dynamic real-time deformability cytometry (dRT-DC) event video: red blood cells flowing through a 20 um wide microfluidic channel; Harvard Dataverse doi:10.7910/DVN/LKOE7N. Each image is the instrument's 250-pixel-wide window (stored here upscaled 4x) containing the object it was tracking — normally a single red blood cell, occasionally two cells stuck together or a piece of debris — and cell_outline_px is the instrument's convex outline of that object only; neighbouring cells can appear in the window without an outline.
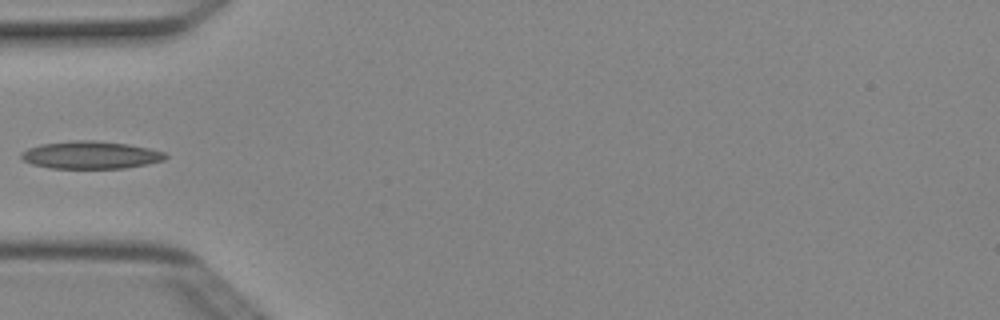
{"species": "Egyptian fruit bat (a non-hibernating species)", "species_latin": "Rousettus aegyptiacus", "temperature_condition": "cold", "stored_images_in_passage": 1, "camera_frame_rate_fps": 3000, "um_per_image_px": 0.085, "animal": {"sex": "female"}, "frame": {"image": 1, "passage_image": 1, "time_ms": 0.0, "image_size_px": [1000, 320], "cell_outline_px": [[168, 156], [164, 160], [148, 164], [124, 168], [52, 168], [32, 164], [24, 160], [20, 156], [20, 152], [28, 148], [40, 144], [76, 140], [96, 140], [128, 144], [148, 148], [164, 152]], "centroid_in_image_um": [7.7, 13.17], "position_along_channel_um": 77.3, "area_um2": 23.18}}